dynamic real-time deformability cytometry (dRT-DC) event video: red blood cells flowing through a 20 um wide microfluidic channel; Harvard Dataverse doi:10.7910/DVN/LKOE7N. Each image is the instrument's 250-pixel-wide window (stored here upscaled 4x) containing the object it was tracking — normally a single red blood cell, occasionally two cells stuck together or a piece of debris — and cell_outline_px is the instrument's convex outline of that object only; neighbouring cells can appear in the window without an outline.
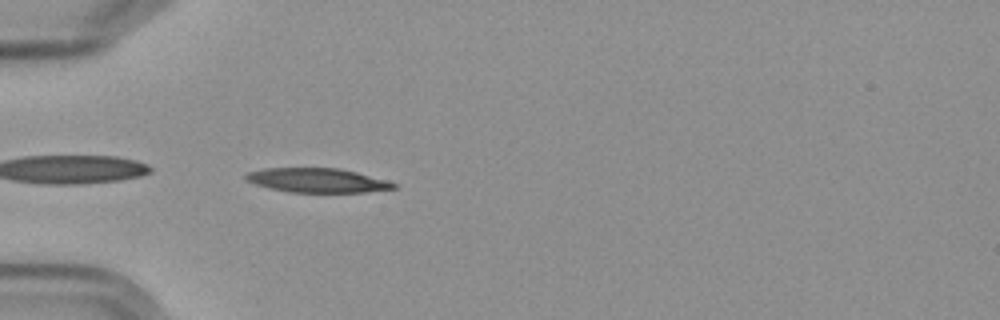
{"species": "Egyptian fruit bat (a non-hibernating species)", "species_latin": "Rousettus aegyptiacus", "temperature_condition": "cold", "stored_images_in_passage": 5, "camera_frame_rate_fps": 3000, "um_per_image_px": 0.085, "frame": {"image": 1, "passage_image": 5, "time_ms": 4.667, "image_size_px": [1000, 320], "cell_outline_px": [[396, 188], [368, 192], [288, 192], [268, 188], [244, 180], [244, 176], [248, 172], [264, 168], [340, 168], [356, 172], [384, 180], [396, 184]], "centroid_in_image_um": [26.91, 15.33], "position_along_channel_um": 58.1, "area_um2": 20.81}}